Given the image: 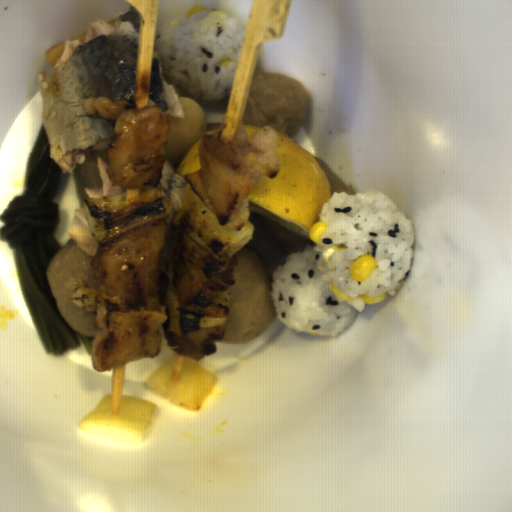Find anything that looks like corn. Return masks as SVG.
I'll list each match as a JSON object with an SVG mask.
<instances>
[{
    "label": "corn",
    "instance_id": "51d56268",
    "mask_svg": "<svg viewBox=\"0 0 512 512\" xmlns=\"http://www.w3.org/2000/svg\"><path fill=\"white\" fill-rule=\"evenodd\" d=\"M377 266V261L371 254H364L357 257L350 266V276L356 282L364 280Z\"/></svg>",
    "mask_w": 512,
    "mask_h": 512
},
{
    "label": "corn",
    "instance_id": "f1292c28",
    "mask_svg": "<svg viewBox=\"0 0 512 512\" xmlns=\"http://www.w3.org/2000/svg\"><path fill=\"white\" fill-rule=\"evenodd\" d=\"M329 229V225H326L322 220L313 224L309 230V237L313 243L316 245L321 244L322 242V234Z\"/></svg>",
    "mask_w": 512,
    "mask_h": 512
},
{
    "label": "corn",
    "instance_id": "5cfa1b94",
    "mask_svg": "<svg viewBox=\"0 0 512 512\" xmlns=\"http://www.w3.org/2000/svg\"><path fill=\"white\" fill-rule=\"evenodd\" d=\"M387 296H388V294L385 291L383 294H380V295H377V296H369V295H367L365 293H361L359 297L365 303H367L369 305V304H377V303L383 302L385 299H387Z\"/></svg>",
    "mask_w": 512,
    "mask_h": 512
},
{
    "label": "corn",
    "instance_id": "cfcad685",
    "mask_svg": "<svg viewBox=\"0 0 512 512\" xmlns=\"http://www.w3.org/2000/svg\"><path fill=\"white\" fill-rule=\"evenodd\" d=\"M330 288H331V290H332V292H333L334 296H335L339 301H353L354 299H356V298H354V297H352V296H350V295H348V294H346V293L342 292L341 290H339V289L336 287V285H335V283H334L333 279H332V280H331V282H330Z\"/></svg>",
    "mask_w": 512,
    "mask_h": 512
},
{
    "label": "corn",
    "instance_id": "2b8c4276",
    "mask_svg": "<svg viewBox=\"0 0 512 512\" xmlns=\"http://www.w3.org/2000/svg\"><path fill=\"white\" fill-rule=\"evenodd\" d=\"M348 247H345V246H336V245H332L331 247L325 249L324 252H322V258L324 260V262L327 264L331 255L334 253V252H341L345 249H347Z\"/></svg>",
    "mask_w": 512,
    "mask_h": 512
},
{
    "label": "corn",
    "instance_id": "79e197a2",
    "mask_svg": "<svg viewBox=\"0 0 512 512\" xmlns=\"http://www.w3.org/2000/svg\"><path fill=\"white\" fill-rule=\"evenodd\" d=\"M202 11H207L205 7H202V6H193L192 8H190L187 12V15H186V18L187 17H190L191 15L197 13V12H202Z\"/></svg>",
    "mask_w": 512,
    "mask_h": 512
},
{
    "label": "corn",
    "instance_id": "30e3d8cc",
    "mask_svg": "<svg viewBox=\"0 0 512 512\" xmlns=\"http://www.w3.org/2000/svg\"><path fill=\"white\" fill-rule=\"evenodd\" d=\"M230 62H235V61L231 57H227L224 61L221 62L220 65H223L227 68Z\"/></svg>",
    "mask_w": 512,
    "mask_h": 512
}]
</instances>
